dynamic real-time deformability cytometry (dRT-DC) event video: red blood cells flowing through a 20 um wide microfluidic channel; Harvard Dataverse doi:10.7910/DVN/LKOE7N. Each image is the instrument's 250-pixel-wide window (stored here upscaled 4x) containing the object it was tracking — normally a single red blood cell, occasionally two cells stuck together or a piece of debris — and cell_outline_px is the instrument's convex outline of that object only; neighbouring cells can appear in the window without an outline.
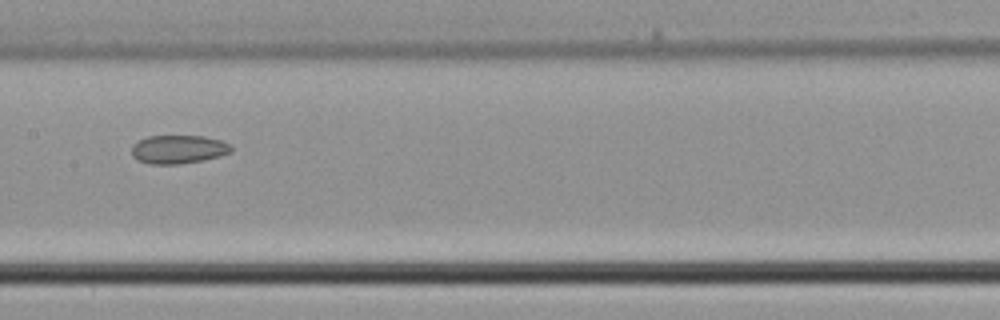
{"species": "common noctule bat (a hibernating species)", "species_latin": "Nyctalus noctula", "temperature_condition": "cold", "stored_images_in_passage": 5, "camera_frame_rate_fps": 3000, "um_per_image_px": 0.085, "animal": {"sex": "male", "body_mass_g": 21.5, "forearm_length_mm": 52.0}, "frame": {"image": 1, "passage_image": 5, "time_ms": 1.333, "image_size_px": [1000, 320], "cell_outline_px": [[232, 152], [220, 156], [180, 164], [152, 164], [140, 160], [132, 156], [132, 144], [148, 136], [204, 136], [220, 140], [228, 144], [232, 148]], "centroid_in_image_um": [15.16, 12.69], "position_along_channel_um": 192.2, "area_um2": 16.36}}